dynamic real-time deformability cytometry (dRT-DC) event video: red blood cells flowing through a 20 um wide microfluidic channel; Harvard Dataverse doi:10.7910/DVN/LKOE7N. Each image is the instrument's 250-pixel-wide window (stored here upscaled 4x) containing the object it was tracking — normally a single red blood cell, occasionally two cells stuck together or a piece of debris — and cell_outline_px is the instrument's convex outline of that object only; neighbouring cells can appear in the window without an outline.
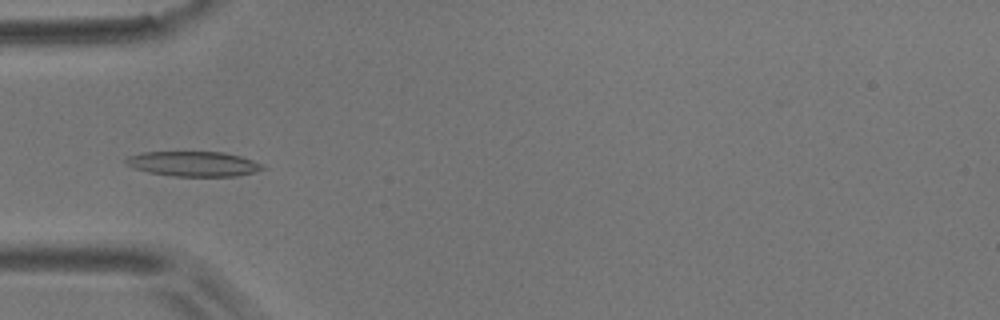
{"species": "common noctule bat (a hibernating species)", "species_latin": "Nyctalus noctula", "temperature_condition": "room temperature", "stored_images_in_passage": 8, "camera_frame_rate_fps": 3000, "um_per_image_px": 0.085, "animal": {"sex": "male", "body_mass_g": 17.9}, "frame": {"image": 1, "passage_image": 6, "time_ms": 5.667, "image_size_px": [1000, 320], "cell_outline_px": [[268, 168], [236, 176], [172, 176], [148, 172], [132, 168], [124, 164], [124, 160], [128, 156], [144, 152], [224, 152], [240, 156], [264, 164]], "centroid_in_image_um": [16.43, 13.93], "position_along_channel_um": 68.6, "area_um2": 20.0}}
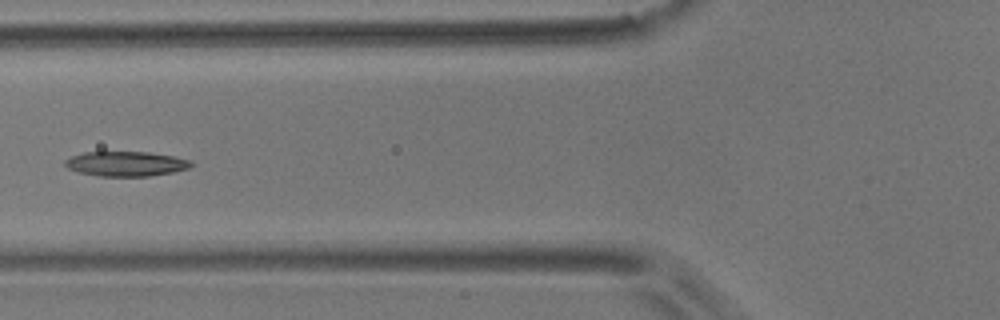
{"frame": {"image": 2, "passage_image": 7, "time_ms": 7.0, "image_size_px": [1000, 320], "cell_outline_px": [[196, 164], [188, 168], [172, 172], [148, 176], [100, 176], [80, 172], [68, 168], [64, 164], [64, 160], [72, 156], [84, 152], [148, 152], [172, 156], [192, 160]], "centroid_in_image_um": [10.73, 13.92], "position_along_channel_um": 115.1, "area_um2": 18.15}}
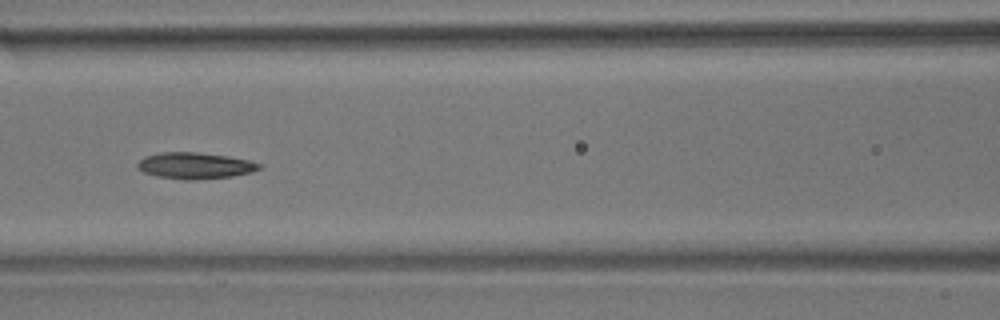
{"frame": {"image": 3, "passage_image": 8, "time_ms": 8.0, "image_size_px": [1000, 320], "cell_outline_px": [[260, 168], [252, 172], [232, 176], [192, 180], [184, 180], [156, 176], [144, 172], [136, 168], [136, 164], [144, 156], [160, 152], [196, 152], [228, 156], [248, 160], [260, 164]], "centroid_in_image_um": [16.52, 14.08], "position_along_channel_um": 150.1, "area_um2": 18.67}}